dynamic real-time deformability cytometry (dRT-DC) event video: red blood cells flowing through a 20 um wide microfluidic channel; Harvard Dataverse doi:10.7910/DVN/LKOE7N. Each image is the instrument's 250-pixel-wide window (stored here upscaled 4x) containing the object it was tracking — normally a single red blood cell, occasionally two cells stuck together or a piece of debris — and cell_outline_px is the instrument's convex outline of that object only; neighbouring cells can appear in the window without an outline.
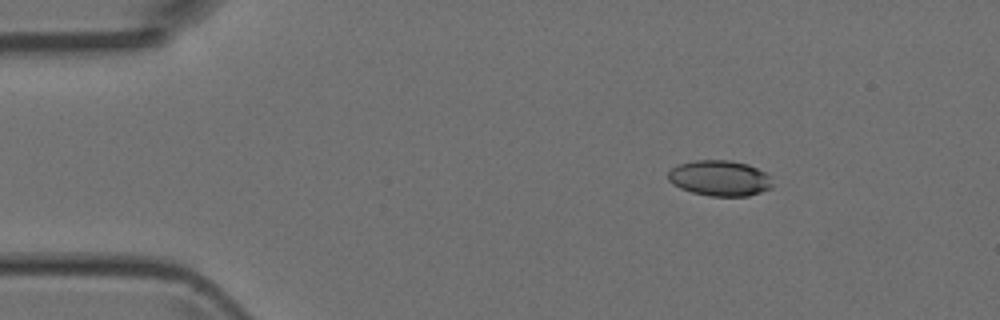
{"species": "Egyptian fruit bat (a non-hibernating species)", "species_latin": "Rousettus aegyptiacus", "temperature_condition": "room temperature", "stored_images_in_passage": 4, "camera_frame_rate_fps": 3000, "um_per_image_px": 0.085, "animal": {"sex": "female"}, "frame": {"image": 1, "passage_image": 2, "time_ms": 2.0, "image_size_px": [1000, 320], "cell_outline_px": [[772, 188], [748, 196], [712, 196], [692, 192], [680, 188], [668, 180], [668, 172], [672, 168], [680, 164], [696, 160], [728, 160], [748, 164], [764, 172], [768, 176], [772, 184]], "centroid_in_image_um": [61.17, 15.14], "position_along_channel_um": 23.8, "area_um2": 21.44}}